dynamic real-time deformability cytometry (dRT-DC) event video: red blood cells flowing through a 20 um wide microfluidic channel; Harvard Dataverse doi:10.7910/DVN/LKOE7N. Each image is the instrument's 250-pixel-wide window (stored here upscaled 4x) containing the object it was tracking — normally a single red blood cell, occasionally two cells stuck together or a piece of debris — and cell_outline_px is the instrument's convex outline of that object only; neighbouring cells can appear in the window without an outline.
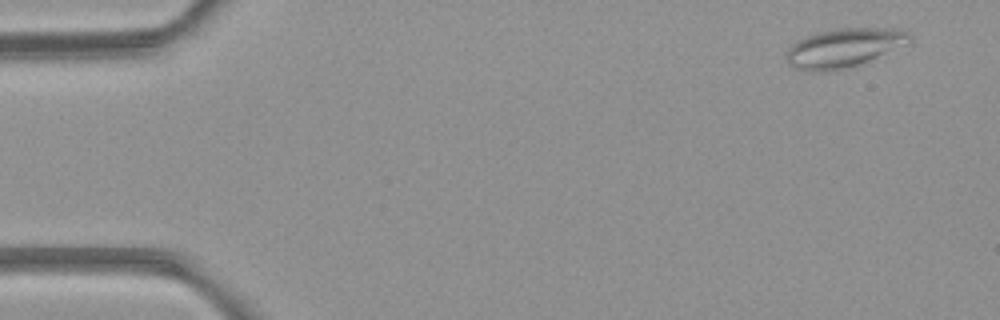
{"species": "common noctule bat (a hibernating species)", "species_latin": "Nyctalus noctula", "temperature_condition": "room temperature", "stored_images_in_passage": 4, "camera_frame_rate_fps": 3000, "um_per_image_px": 0.085, "animal": {"sex": "female", "body_mass_g": 21.9}, "frame": {"image": 1, "passage_image": 1, "time_ms": 0.0, "image_size_px": [1000, 320], "cell_outline_px": [[912, 40], [908, 44], [868, 60], [844, 68], [828, 72], [812, 72], [800, 68], [792, 64], [788, 60], [788, 48], [796, 40], [820, 32], [836, 28], [896, 28], [908, 32], [912, 36]], "centroid_in_image_um": [71.78, 4.04], "position_along_channel_um": 13.2, "area_um2": 27.46}}